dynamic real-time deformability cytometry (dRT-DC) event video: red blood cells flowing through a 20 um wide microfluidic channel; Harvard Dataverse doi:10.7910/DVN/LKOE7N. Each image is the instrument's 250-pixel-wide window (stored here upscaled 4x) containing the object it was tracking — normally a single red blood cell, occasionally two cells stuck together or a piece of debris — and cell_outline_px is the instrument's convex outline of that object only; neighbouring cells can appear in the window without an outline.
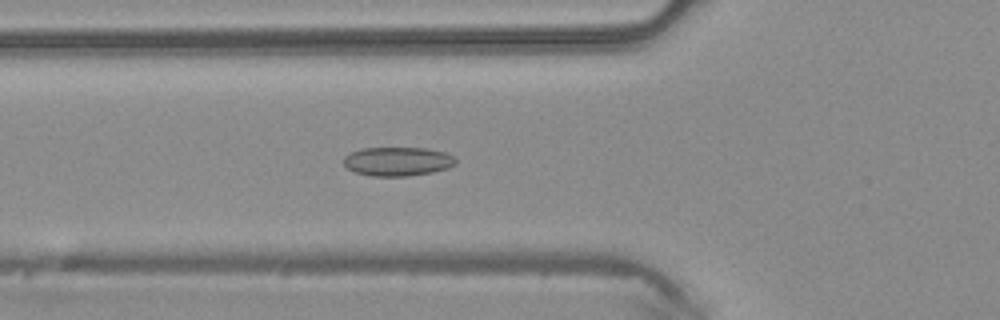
{"species": "common noctule bat (a hibernating species)", "species_latin": "Nyctalus noctula", "temperature_condition": "warm", "stored_images_in_passage": 46, "camera_frame_rate_fps": 3000, "um_per_image_px": 0.085, "animal": {"sex": "male", "body_mass_g": 20.4}, "frame": {"image": 1, "passage_image": 16, "time_ms": 5.0, "image_size_px": [1000, 320], "cell_outline_px": [[456, 164], [448, 168], [432, 172], [408, 176], [372, 176], [356, 172], [348, 168], [344, 164], [344, 156], [360, 148], [428, 148], [444, 152], [456, 156]], "centroid_in_image_um": [33.83, 13.71], "position_along_channel_um": 92.0, "area_um2": 18.96}}
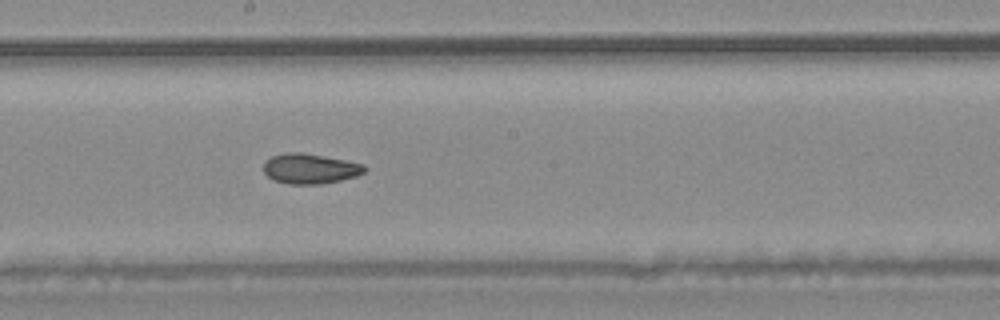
{"frame": {"image": 2, "passage_image": 25, "time_ms": 8.0, "image_size_px": [1000, 320], "cell_outline_px": [[368, 168], [364, 172], [356, 176], [340, 180], [320, 184], [288, 184], [272, 180], [264, 172], [264, 160], [272, 156], [288, 152], [300, 152], [344, 160], [364, 164]], "centroid_in_image_um": [26.33, 14.34], "position_along_channel_um": 221.9, "area_um2": 17.69}}
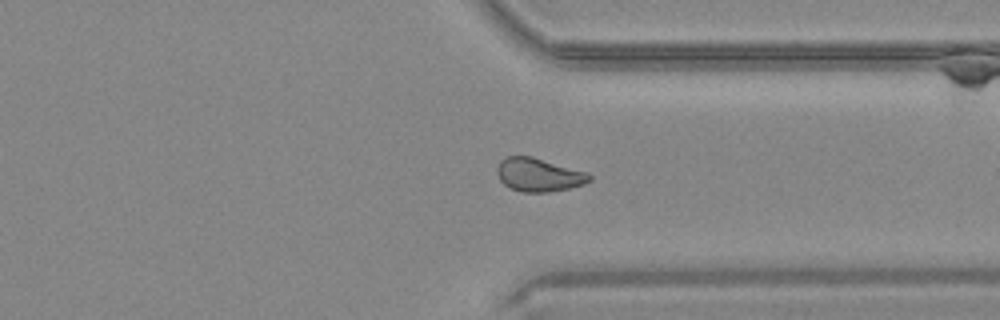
{"frame": {"image": 3, "passage_image": 35, "time_ms": 11.333, "image_size_px": [1000, 320], "cell_outline_px": [[592, 180], [584, 184], [568, 188], [548, 192], [520, 192], [508, 188], [500, 180], [496, 172], [496, 168], [500, 160], [508, 156], [532, 156], [588, 172], [592, 176]], "centroid_in_image_um": [45.78, 14.86], "position_along_channel_um": 365.6, "area_um2": 18.21}}